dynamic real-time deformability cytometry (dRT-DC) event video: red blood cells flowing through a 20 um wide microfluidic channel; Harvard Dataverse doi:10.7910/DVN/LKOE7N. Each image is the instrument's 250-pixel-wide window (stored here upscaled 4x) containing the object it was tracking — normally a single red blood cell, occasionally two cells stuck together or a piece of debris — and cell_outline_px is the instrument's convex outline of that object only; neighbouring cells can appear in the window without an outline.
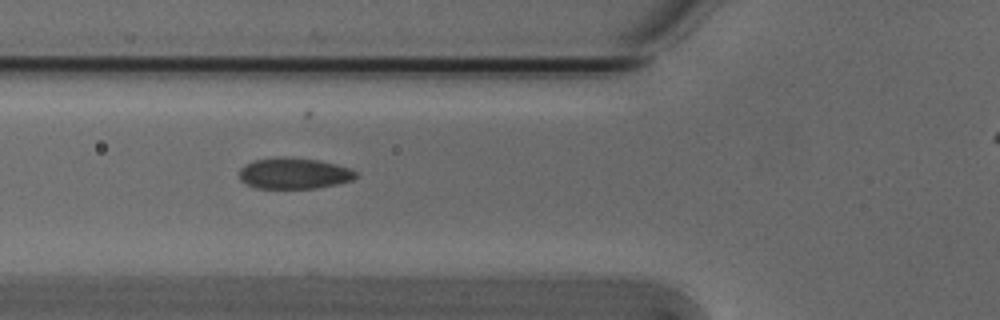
{"species": "Egyptian fruit bat (a non-hibernating species)", "species_latin": "Rousettus aegyptiacus", "temperature_condition": "cold", "stored_images_in_passage": 34, "camera_frame_rate_fps": 3000, "um_per_image_px": 0.085, "animal": {"sex": "male"}, "frame": {"image": 1, "passage_image": 5, "time_ms": 1.333, "image_size_px": [1000, 320], "cell_outline_px": [[356, 176], [352, 180], [336, 184], [316, 188], [256, 188], [240, 180], [240, 168], [244, 164], [252, 160], [280, 156], [284, 156], [320, 160], [336, 164], [348, 168], [356, 172]], "centroid_in_image_um": [24.95, 14.72], "position_along_channel_um": 100.8, "area_um2": 21.15}}
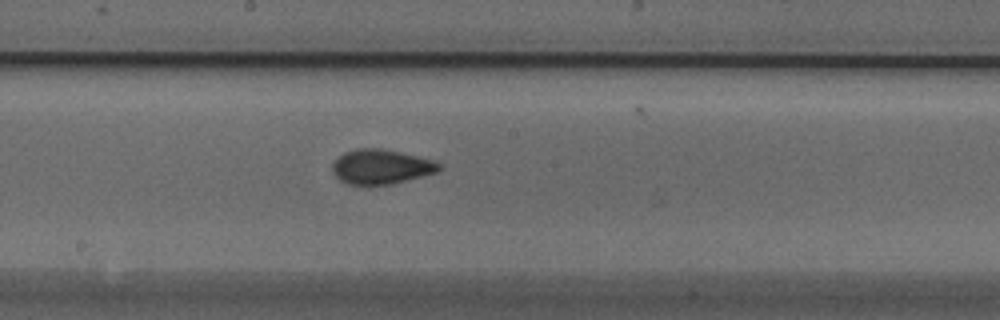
{"frame": {"image": 2, "passage_image": 14, "time_ms": 4.333, "image_size_px": [1000, 320], "cell_outline_px": [[444, 168], [436, 172], [392, 184], [348, 184], [340, 180], [332, 172], [332, 164], [344, 152], [356, 148], [380, 148], [400, 152], [436, 160]], "centroid_in_image_um": [32.41, 14.16], "position_along_channel_um": 215.8, "area_um2": 21.5}}
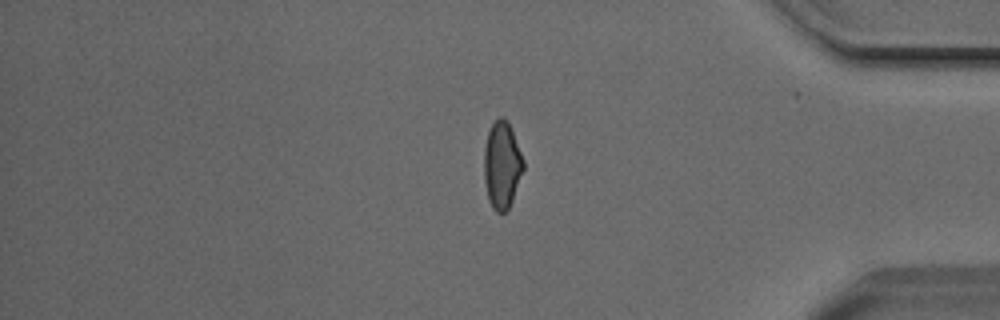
{"frame": {"image": 3, "passage_image": 30, "time_ms": 9.667, "image_size_px": [1000, 320], "cell_outline_px": [[524, 168], [512, 200], [508, 208], [504, 212], [496, 212], [492, 208], [488, 200], [484, 180], [484, 148], [488, 132], [492, 124], [500, 116], [504, 116], [508, 120], [524, 160]], "centroid_in_image_um": [42.66, 14.01], "position_along_channel_um": 392.5, "area_um2": 20.0}, "authors_computed_cell_mechanics": {"area_um2": 20.7213, "velocity_mm_per_s": 3.8237, "shape_relaxation_time_tau1_ms": 7.41, "shape_relaxation_time_tau2_ms": 1.3933, "deformation_change_tau1": 0.1568, "deformation_change_tau2": 0.0515}}